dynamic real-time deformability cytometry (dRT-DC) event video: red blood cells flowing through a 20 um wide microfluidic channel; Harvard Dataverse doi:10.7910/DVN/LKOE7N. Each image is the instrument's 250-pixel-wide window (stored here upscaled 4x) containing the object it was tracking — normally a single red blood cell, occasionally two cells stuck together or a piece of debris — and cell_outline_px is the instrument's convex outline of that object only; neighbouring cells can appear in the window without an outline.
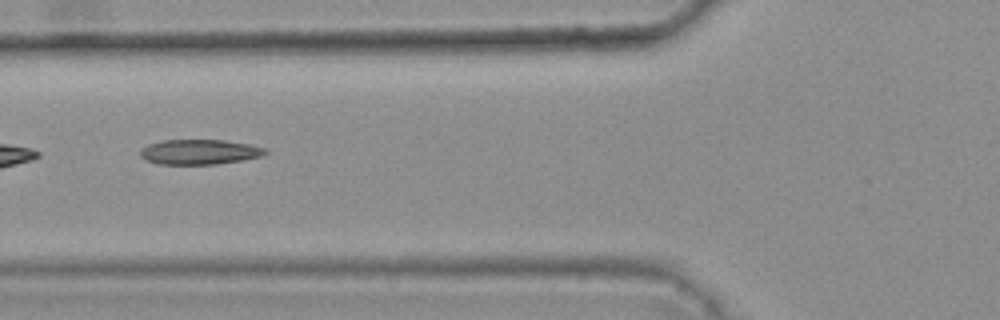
{"species": "common noctule bat (a hibernating species)", "species_latin": "Nyctalus noctula", "temperature_condition": "warm", "stored_images_in_passage": 7, "camera_frame_rate_fps": 3000, "um_per_image_px": 0.085, "animal": {"sex": "female", "body_mass_g": 25.1}, "frame": {"image": 1, "passage_image": 5, "time_ms": 1.333, "image_size_px": [1000, 320], "cell_outline_px": [[268, 152], [264, 156], [244, 160], [216, 164], [156, 164], [140, 156], [140, 152], [148, 144], [164, 140], [224, 140], [248, 144], [264, 148]], "centroid_in_image_um": [16.99, 12.92], "position_along_channel_um": 108.8, "area_um2": 18.15}}
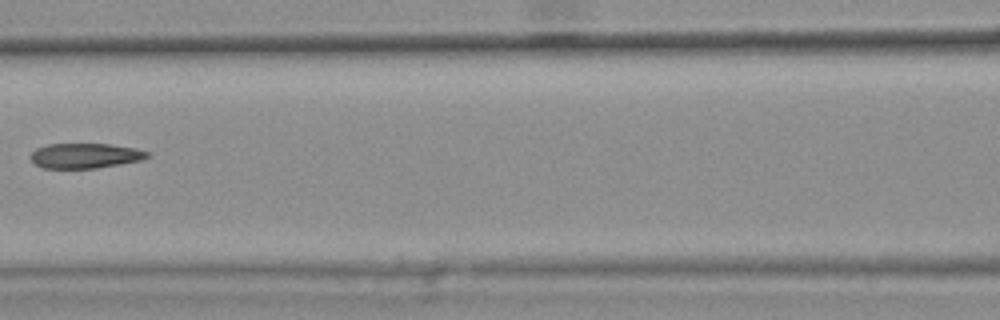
{"frame": {"image": 2, "passage_image": 6, "time_ms": 1.667, "image_size_px": [1000, 320], "cell_outline_px": [[152, 156], [140, 160], [120, 164], [96, 168], [44, 168], [36, 164], [32, 160], [32, 152], [36, 148], [48, 144], [112, 144], [136, 148], [152, 152]], "centroid_in_image_um": [7.31, 13.23], "position_along_channel_um": 159.3, "area_um2": 17.05}}